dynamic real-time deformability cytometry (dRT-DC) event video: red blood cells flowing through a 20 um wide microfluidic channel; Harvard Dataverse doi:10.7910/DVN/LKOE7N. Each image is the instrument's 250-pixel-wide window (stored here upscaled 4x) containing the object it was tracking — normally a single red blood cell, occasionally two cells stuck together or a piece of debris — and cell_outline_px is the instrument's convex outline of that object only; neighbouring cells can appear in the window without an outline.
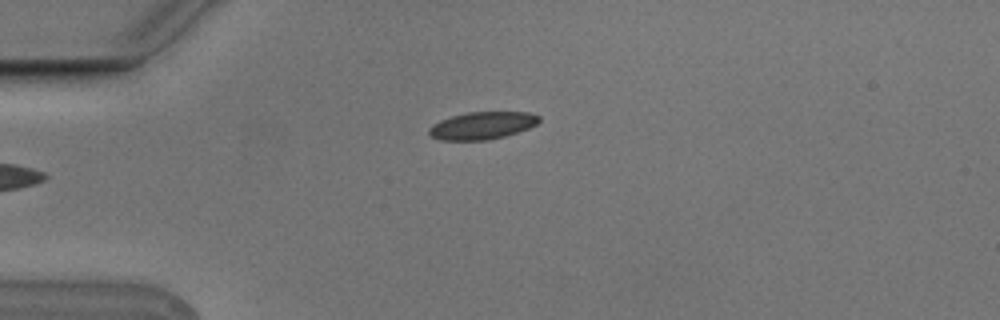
{"species": "Egyptian fruit bat (a non-hibernating species)", "species_latin": "Rousettus aegyptiacus", "temperature_condition": "cold", "stored_images_in_passage": 2, "camera_frame_rate_fps": 3000, "um_per_image_px": 0.085, "animal": {"sex": "male"}, "frame": {"image": 1, "passage_image": 2, "time_ms": 0.333, "image_size_px": [1000, 320], "cell_outline_px": [[540, 120], [536, 124], [528, 128], [504, 136], [488, 140], [440, 140], [432, 136], [428, 132], [428, 128], [432, 124], [440, 120], [452, 116], [468, 112], [528, 112], [540, 116]], "centroid_in_image_um": [40.97, 10.67], "position_along_channel_um": 44.0, "area_um2": 17.51}}